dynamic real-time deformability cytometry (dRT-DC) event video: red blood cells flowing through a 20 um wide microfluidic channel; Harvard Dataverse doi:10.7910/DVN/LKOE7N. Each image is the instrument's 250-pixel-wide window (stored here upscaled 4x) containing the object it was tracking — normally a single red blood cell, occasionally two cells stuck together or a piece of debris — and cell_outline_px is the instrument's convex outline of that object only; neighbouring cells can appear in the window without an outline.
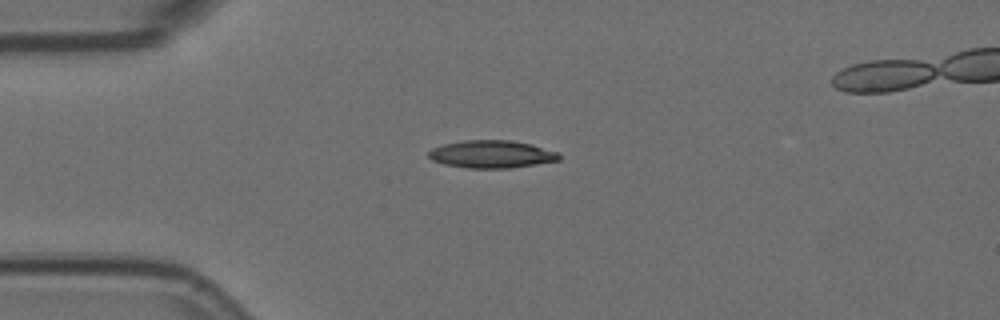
{"species": "Egyptian fruit bat (a non-hibernating species)", "species_latin": "Rousettus aegyptiacus", "temperature_condition": "room temperature", "stored_images_in_passage": 6, "camera_frame_rate_fps": 3000, "um_per_image_px": 0.085, "animal": {"sex": "female"}, "frame": {"image": 1, "passage_image": 1, "time_ms": 0.0, "image_size_px": [1000, 320], "cell_outline_px": [[560, 160], [512, 168], [468, 168], [444, 164], [432, 160], [428, 156], [428, 152], [432, 148], [444, 144], [464, 140], [512, 140], [532, 144], [560, 152]], "centroid_in_image_um": [41.82, 13.1], "position_along_channel_um": 43.2, "area_um2": 21.15}}
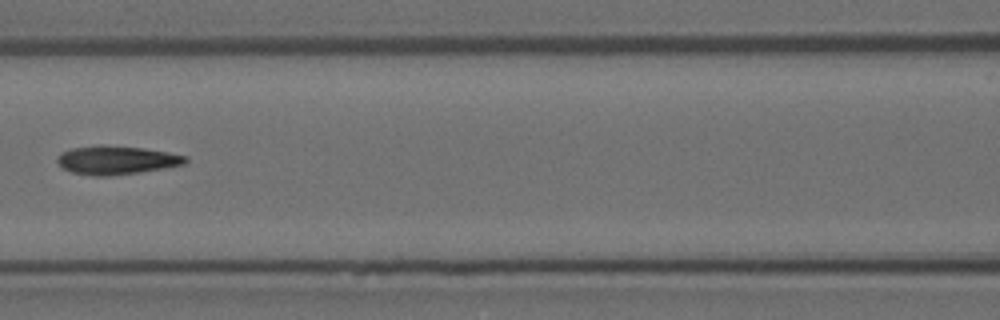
{"frame": {"image": 2, "passage_image": 4, "time_ms": 1.0, "image_size_px": [1000, 320], "cell_outline_px": [[188, 160], [184, 164], [164, 168], [140, 172], [108, 176], [92, 176], [72, 172], [64, 168], [56, 160], [56, 156], [60, 152], [72, 148], [100, 144], [144, 148], [168, 152], [188, 156]], "centroid_in_image_um": [9.89, 13.6], "position_along_channel_um": 156.7, "area_um2": 21.5}}
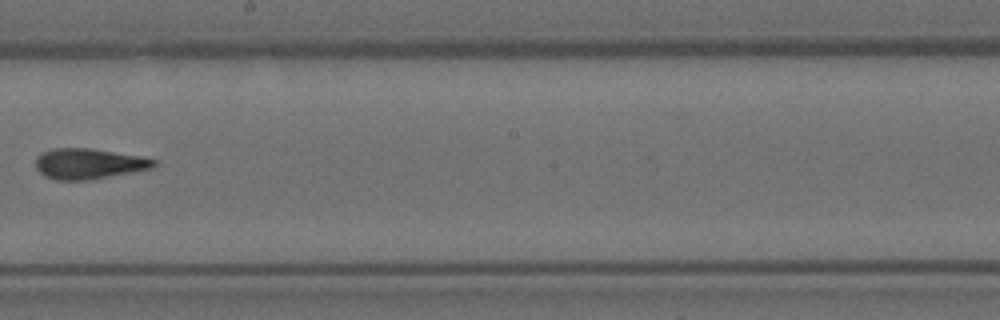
{"frame": {"image": 3, "passage_image": 6, "time_ms": 1.667, "image_size_px": [1000, 320], "cell_outline_px": [[156, 164], [152, 168], [88, 180], [56, 180], [44, 176], [36, 168], [36, 156], [40, 152], [52, 148], [92, 148], [140, 156], [156, 160]], "centroid_in_image_um": [7.49, 13.9], "position_along_channel_um": 240.7, "area_um2": 21.04}}